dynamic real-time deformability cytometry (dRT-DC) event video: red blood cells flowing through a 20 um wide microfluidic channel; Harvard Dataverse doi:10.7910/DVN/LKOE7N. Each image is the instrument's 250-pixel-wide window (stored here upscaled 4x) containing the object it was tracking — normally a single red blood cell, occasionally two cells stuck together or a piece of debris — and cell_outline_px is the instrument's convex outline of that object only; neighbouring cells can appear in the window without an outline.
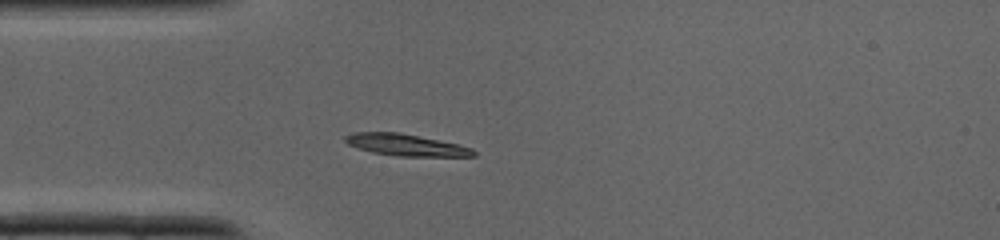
{"species": "common noctule bat (a hibernating species)", "species_latin": "Nyctalus noctula", "temperature_condition": "cold", "stored_images_in_passage": 28, "camera_frame_rate_fps": 3000, "um_per_image_px": 0.085, "animal": {"sex": "male", "body_mass_g": 19.0, "forearm_length_mm": 50.8}, "frame": {"image": 1, "passage_image": 1, "time_ms": 0.0, "image_size_px": [1000, 240], "cell_outline_px": [[476, 156], [396, 156], [372, 152], [348, 144], [344, 140], [344, 136], [352, 132], [396, 132], [460, 144], [472, 148], [476, 152]], "centroid_in_image_um": [34.51, 12.32], "position_along_channel_um": 50.5, "area_um2": 16.13}}
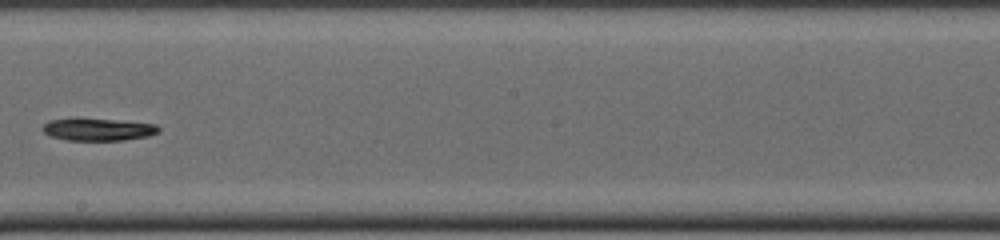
{"frame": {"image": 2, "passage_image": 12, "time_ms": 3.667, "image_size_px": [1000, 240], "cell_outline_px": [[160, 128], [156, 132], [148, 136], [124, 140], [64, 140], [52, 136], [44, 132], [40, 128], [48, 120], [72, 116], [76, 116], [156, 124]], "centroid_in_image_um": [8.23, 10.96], "position_along_channel_um": 240.0, "area_um2": 15.61}}
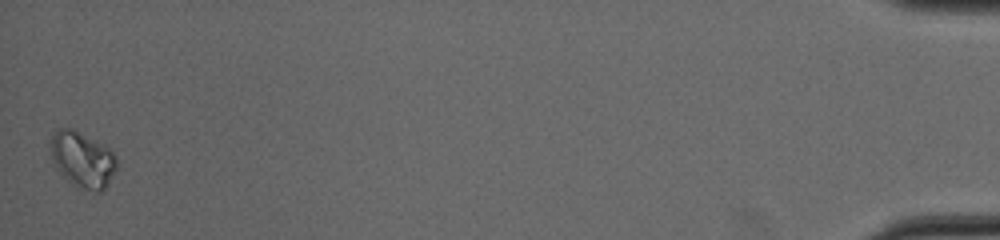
{"frame": {"image": 3, "passage_image": 28, "time_ms": 9.0, "image_size_px": [1000, 240], "cell_outline_px": [[120, 164], [108, 184], [100, 192], [96, 192], [76, 188], [56, 168], [52, 160], [48, 140], [52, 132], [56, 128], [72, 128], [108, 148], [116, 156]], "centroid_in_image_um": [6.99, 13.56], "position_along_channel_um": 428.2, "area_um2": 21.96}}